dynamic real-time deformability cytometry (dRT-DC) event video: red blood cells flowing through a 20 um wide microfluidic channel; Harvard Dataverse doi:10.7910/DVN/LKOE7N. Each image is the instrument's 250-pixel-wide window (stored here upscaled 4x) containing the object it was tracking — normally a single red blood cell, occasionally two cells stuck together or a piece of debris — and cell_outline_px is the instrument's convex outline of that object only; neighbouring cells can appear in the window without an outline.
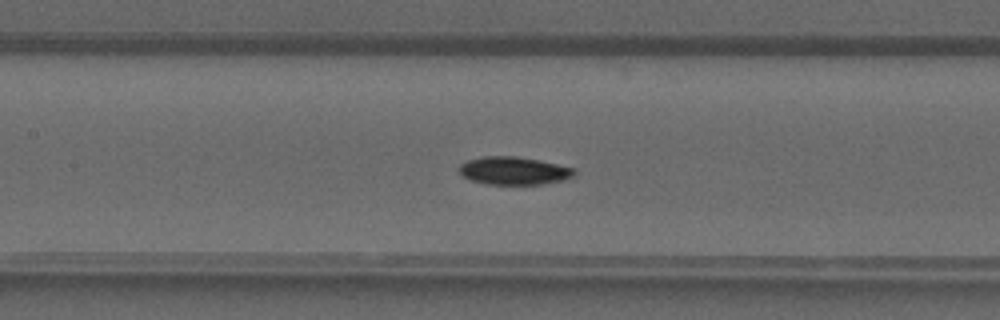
{"species": "common noctule bat (a hibernating species)", "species_latin": "Nyctalus noctula", "temperature_condition": "warm", "stored_images_in_passage": 39, "camera_frame_rate_fps": 3000, "um_per_image_px": 0.085, "animal": {"sex": "male", "forearm_length_mm": 52.5}, "frame": {"image": 1, "passage_image": 17, "time_ms": 5.333, "image_size_px": [1000, 320], "cell_outline_px": [[576, 172], [572, 176], [564, 180], [544, 184], [488, 184], [472, 180], [464, 176], [460, 172], [460, 164], [468, 160], [480, 156], [516, 156], [576, 168]], "centroid_in_image_um": [43.69, 14.51], "position_along_channel_um": 163.7, "area_um2": 18.55}}
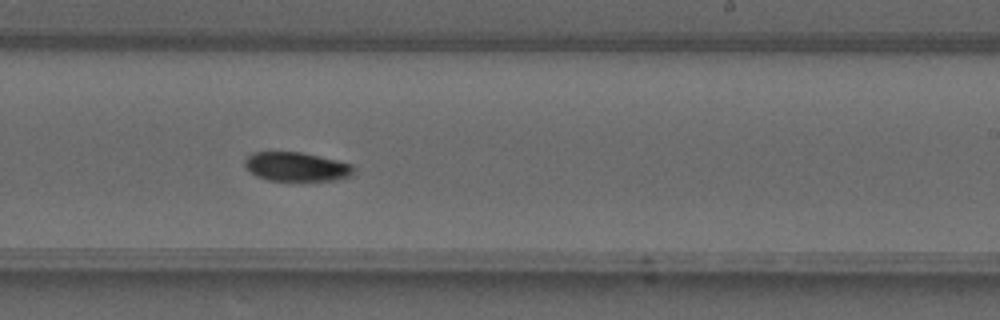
{"frame": {"image": 2, "passage_image": 23, "time_ms": 7.333, "image_size_px": [1000, 320], "cell_outline_px": [[352, 176], [336, 180], [268, 180], [256, 176], [244, 164], [244, 160], [252, 152], [300, 152], [336, 160], [352, 164]], "centroid_in_image_um": [25.18, 14.17], "position_along_channel_um": 263.8, "area_um2": 18.15}}
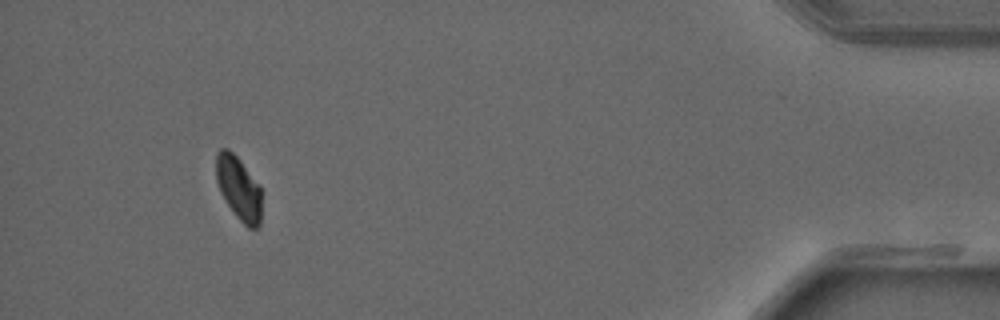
{"frame": {"image": 3, "passage_image": 36, "time_ms": 11.667, "image_size_px": [1000, 320], "cell_outline_px": [[260, 224], [256, 228], [248, 228], [236, 216], [220, 192], [216, 180], [216, 152], [220, 148], [228, 148], [240, 160], [260, 184]], "centroid_in_image_um": [20.27, 15.96], "position_along_channel_um": 414.9, "area_um2": 16.82}}